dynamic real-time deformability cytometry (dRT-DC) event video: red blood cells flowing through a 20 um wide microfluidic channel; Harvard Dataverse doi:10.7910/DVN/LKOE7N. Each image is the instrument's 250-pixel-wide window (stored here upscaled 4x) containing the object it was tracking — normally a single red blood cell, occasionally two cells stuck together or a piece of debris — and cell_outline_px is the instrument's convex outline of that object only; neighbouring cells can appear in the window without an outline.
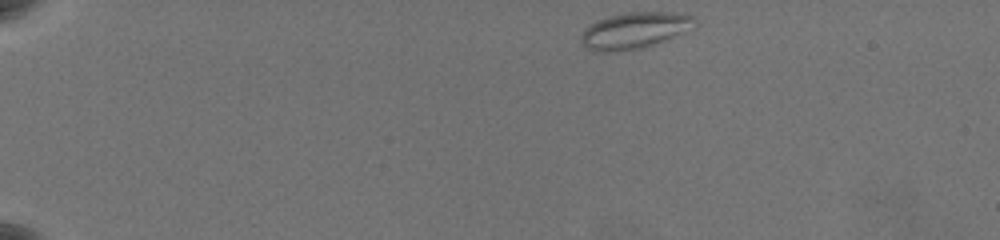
{"species": "common noctule bat (a hibernating species)", "species_latin": "Nyctalus noctula", "temperature_condition": "warm", "stored_images_in_passage": 50, "camera_frame_rate_fps": 3000, "um_per_image_px": 0.085, "animal": {"sex": "female", "body_mass_g": 19.5, "forearm_length_mm": 54.1}, "frame": {"image": 1, "passage_image": 1, "time_ms": 0.0, "image_size_px": [1000, 240], "cell_outline_px": [[692, 16], [672, 36], [652, 44], [636, 48], [608, 52], [596, 52], [588, 48], [580, 40], [580, 36], [592, 24], [600, 20], [612, 16], [628, 12], [668, 12]], "centroid_in_image_um": [53.71, 2.6], "position_along_channel_um": 31.3, "area_um2": 21.96}}
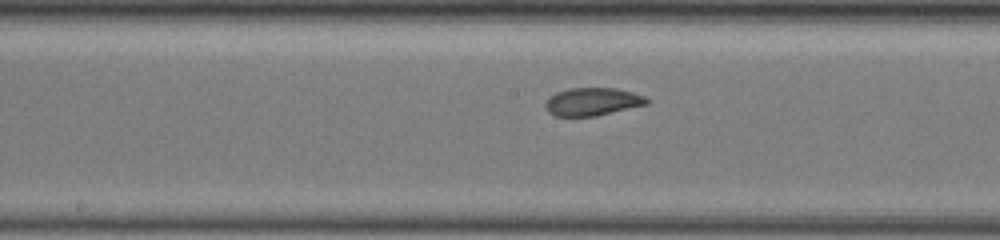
{"frame": {"image": 2, "passage_image": 24, "time_ms": 7.667, "image_size_px": [1000, 240], "cell_outline_px": [[648, 104], [596, 116], [556, 116], [548, 112], [544, 104], [548, 96], [556, 92], [568, 88], [616, 88], [632, 92], [644, 96], [648, 100]], "centroid_in_image_um": [50.32, 8.64], "position_along_channel_um": 197.9, "area_um2": 16.53}}
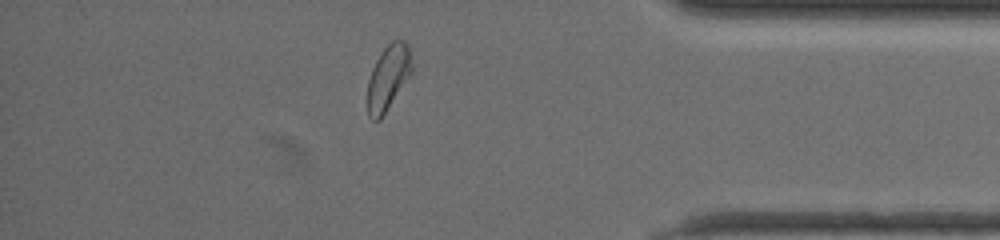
{"frame": {"image": 3, "passage_image": 43, "time_ms": 14.0, "image_size_px": [1000, 240], "cell_outline_px": [[412, 72], [380, 120], [372, 120], [368, 116], [368, 80], [372, 68], [380, 52], [392, 40], [404, 40], [408, 44], [412, 64]], "centroid_in_image_um": [32.99, 6.57], "position_along_channel_um": 402.2, "area_um2": 16.7}, "authors_computed_cell_mechanics": {"area_um2": 16.9932, "velocity_mm_per_s": 3.5562, "shape_relaxation_time_tau1_ms": 11.2103, "shape_relaxation_time_tau2_ms": 4.3539, "deformation_change_tau1": 0.208, "deformation_change_tau2": 0.0797}}